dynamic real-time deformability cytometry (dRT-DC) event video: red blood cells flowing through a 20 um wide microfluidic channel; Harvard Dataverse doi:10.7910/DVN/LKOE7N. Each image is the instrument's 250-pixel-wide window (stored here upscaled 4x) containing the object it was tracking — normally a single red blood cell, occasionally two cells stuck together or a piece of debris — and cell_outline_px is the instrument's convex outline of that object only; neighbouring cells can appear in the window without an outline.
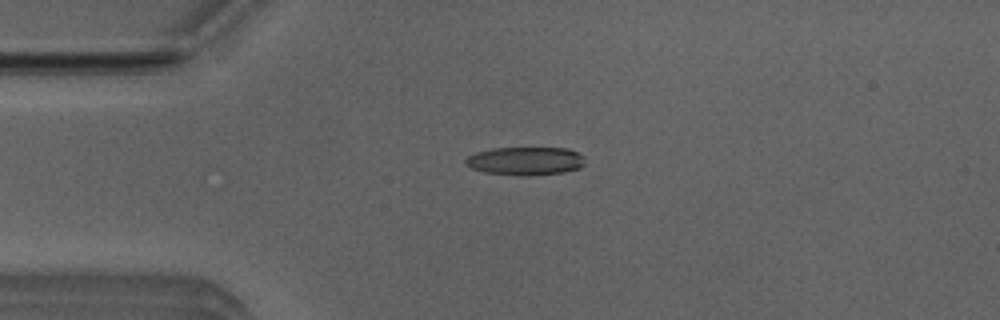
{"species": "Egyptian fruit bat (a non-hibernating species)", "species_latin": "Rousettus aegyptiacus", "temperature_condition": "room temperature", "stored_images_in_passage": 6, "camera_frame_rate_fps": 3000, "um_per_image_px": 0.085, "animal": {"sex": "male"}, "frame": {"image": 1, "passage_image": 4, "time_ms": 1.0, "image_size_px": [1000, 320], "cell_outline_px": [[584, 164], [580, 168], [564, 172], [528, 176], [484, 172], [472, 168], [464, 164], [464, 160], [468, 156], [476, 152], [492, 148], [568, 148], [584, 156]], "centroid_in_image_um": [44.66, 13.68], "position_along_channel_um": 40.3, "area_um2": 19.71}}